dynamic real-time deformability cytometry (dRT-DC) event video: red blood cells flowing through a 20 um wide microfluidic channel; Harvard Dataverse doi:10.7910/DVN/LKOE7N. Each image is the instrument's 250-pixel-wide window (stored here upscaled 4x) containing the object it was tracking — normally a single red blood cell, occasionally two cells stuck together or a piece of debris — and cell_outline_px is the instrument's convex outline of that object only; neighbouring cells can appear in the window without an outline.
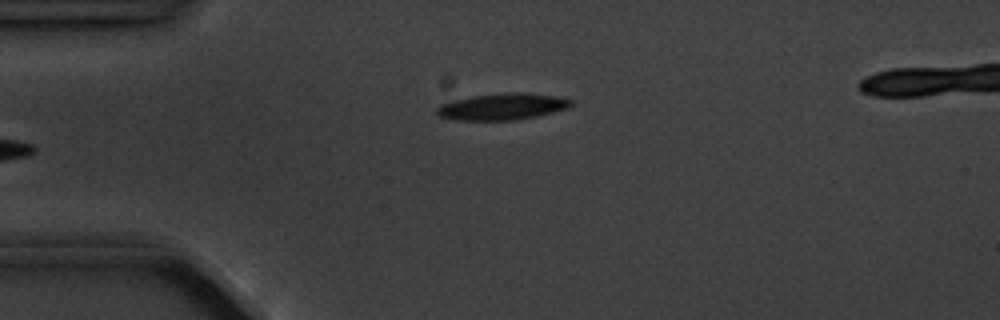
{"species": "common noctule bat (a hibernating species)", "species_latin": "Nyctalus noctula", "temperature_condition": "cold", "stored_images_in_passage": 6, "camera_frame_rate_fps": 3000, "um_per_image_px": 0.085, "animal": {"sex": "male", "body_mass_g": 20.1, "forearm_length_mm": 53.5}, "frame": {"image": 1, "passage_image": 6, "time_ms": 6.0, "image_size_px": [1000, 320], "cell_outline_px": [[576, 104], [568, 108], [536, 116], [516, 120], [456, 120], [440, 116], [436, 112], [436, 108], [440, 104], [452, 100], [472, 96], [504, 92], [520, 92], [556, 96], [572, 100]], "centroid_in_image_um": [42.7, 9.05], "position_along_channel_um": 42.3, "area_um2": 20.87}}